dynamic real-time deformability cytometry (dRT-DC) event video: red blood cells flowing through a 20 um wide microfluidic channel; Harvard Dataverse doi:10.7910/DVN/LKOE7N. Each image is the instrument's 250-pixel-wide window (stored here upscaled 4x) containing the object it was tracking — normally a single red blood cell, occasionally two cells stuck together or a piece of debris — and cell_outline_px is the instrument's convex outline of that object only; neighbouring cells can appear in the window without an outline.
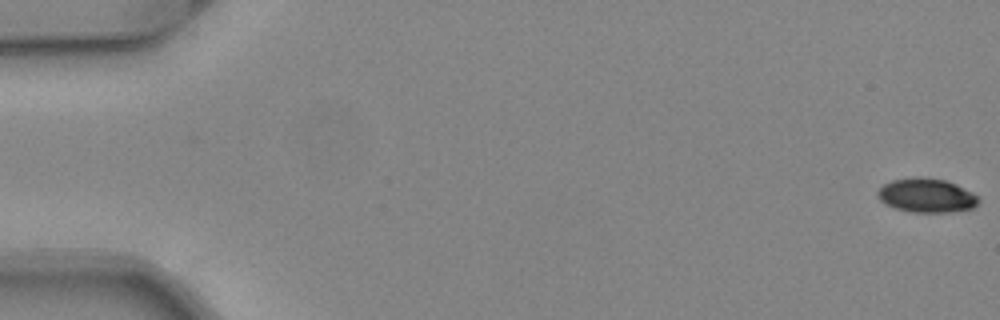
{"species": "common noctule bat (a hibernating species)", "species_latin": "Nyctalus noctula", "temperature_condition": "warm", "stored_images_in_passage": 52, "camera_frame_rate_fps": 3000, "um_per_image_px": 0.085, "animal": {"sex": "female", "body_mass_g": 24.6, "forearm_length_mm": 56.2}, "frame": {"image": 1, "passage_image": 1, "time_ms": 0.0, "image_size_px": [1000, 320], "cell_outline_px": [[980, 200], [972, 208], [948, 212], [912, 212], [896, 208], [884, 204], [876, 196], [876, 192], [884, 184], [892, 180], [916, 176], [924, 176], [944, 180], [956, 184], [972, 192]], "centroid_in_image_um": [78.71, 16.6], "position_along_channel_um": 6.3, "area_um2": 20.06}}
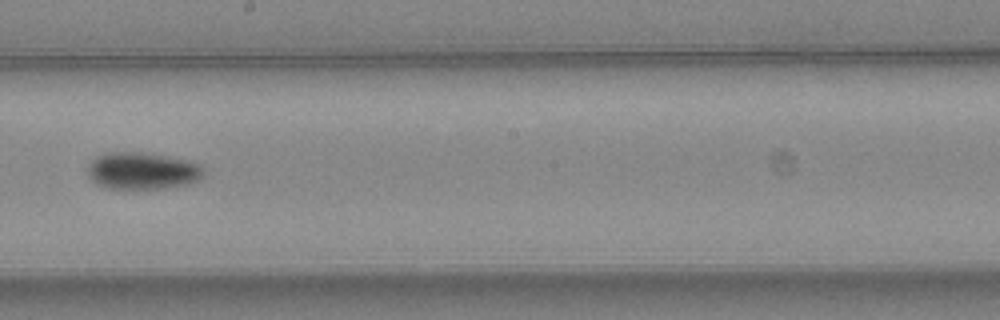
{"frame": {"image": 2, "passage_image": 30, "time_ms": 9.667, "image_size_px": [1000, 320], "cell_outline_px": [[204, 176], [200, 180], [188, 184], [164, 188], [108, 188], [96, 184], [88, 176], [88, 164], [96, 156], [104, 152], [140, 152], [168, 156], [188, 160], [200, 164], [204, 168]], "centroid_in_image_um": [12.11, 14.51], "position_along_channel_um": 236.1, "area_um2": 25.26}}
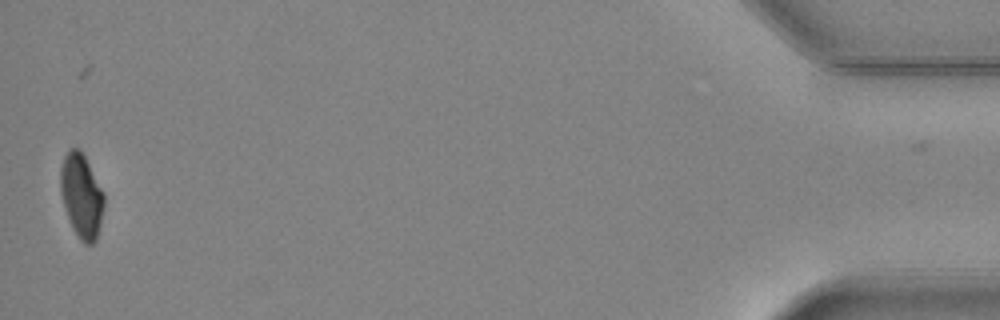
{"frame": {"image": 3, "passage_image": 51, "time_ms": 16.667, "image_size_px": [1000, 320], "cell_outline_px": [[104, 208], [96, 240], [92, 244], [84, 244], [80, 240], [72, 228], [60, 192], [60, 168], [64, 156], [72, 148], [80, 148], [104, 192]], "centroid_in_image_um": [6.93, 16.64], "position_along_channel_um": 428.3, "area_um2": 21.27}, "authors_computed_cell_mechanics": {"area_um2": 22.3108, "velocity_mm_per_s": 4.077, "shape_relaxation_time_tau1_ms": 3.9094, "shape_relaxation_time_tau2_ms": null, "deformation_change_tau1": 0.1162, "deformation_change_tau2": null}}